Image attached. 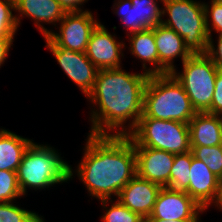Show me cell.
<instances>
[{"label":"cell","mask_w":222,"mask_h":222,"mask_svg":"<svg viewBox=\"0 0 222 222\" xmlns=\"http://www.w3.org/2000/svg\"><path fill=\"white\" fill-rule=\"evenodd\" d=\"M212 204H214L216 207H218L219 210L220 209L222 210V181H219L216 199L214 200V202Z\"/></svg>","instance_id":"d6a6232c"},{"label":"cell","mask_w":222,"mask_h":222,"mask_svg":"<svg viewBox=\"0 0 222 222\" xmlns=\"http://www.w3.org/2000/svg\"><path fill=\"white\" fill-rule=\"evenodd\" d=\"M116 39L101 22L92 31L85 53L99 70L121 67L122 49L126 46Z\"/></svg>","instance_id":"8fae6325"},{"label":"cell","mask_w":222,"mask_h":222,"mask_svg":"<svg viewBox=\"0 0 222 222\" xmlns=\"http://www.w3.org/2000/svg\"><path fill=\"white\" fill-rule=\"evenodd\" d=\"M15 11L19 14L15 15L18 28L22 17H30L43 37H47L52 32L43 24L56 26L66 13L57 0H15Z\"/></svg>","instance_id":"9a60e30c"},{"label":"cell","mask_w":222,"mask_h":222,"mask_svg":"<svg viewBox=\"0 0 222 222\" xmlns=\"http://www.w3.org/2000/svg\"><path fill=\"white\" fill-rule=\"evenodd\" d=\"M154 38L158 51V75L177 70L173 64L175 58L180 57L183 63L191 55L184 46L183 38L162 24L154 27Z\"/></svg>","instance_id":"2e32d148"},{"label":"cell","mask_w":222,"mask_h":222,"mask_svg":"<svg viewBox=\"0 0 222 222\" xmlns=\"http://www.w3.org/2000/svg\"><path fill=\"white\" fill-rule=\"evenodd\" d=\"M161 24L183 38L191 54H206L209 34L206 27L204 2L194 0H163Z\"/></svg>","instance_id":"5b68a950"},{"label":"cell","mask_w":222,"mask_h":222,"mask_svg":"<svg viewBox=\"0 0 222 222\" xmlns=\"http://www.w3.org/2000/svg\"><path fill=\"white\" fill-rule=\"evenodd\" d=\"M217 178L202 161L193 157L190 166V181L185 192L205 210L216 199L219 186Z\"/></svg>","instance_id":"e0dca14e"},{"label":"cell","mask_w":222,"mask_h":222,"mask_svg":"<svg viewBox=\"0 0 222 222\" xmlns=\"http://www.w3.org/2000/svg\"><path fill=\"white\" fill-rule=\"evenodd\" d=\"M183 71L172 72L182 84L196 112L211 108L218 67L206 54H191L183 63Z\"/></svg>","instance_id":"52a82bcc"},{"label":"cell","mask_w":222,"mask_h":222,"mask_svg":"<svg viewBox=\"0 0 222 222\" xmlns=\"http://www.w3.org/2000/svg\"><path fill=\"white\" fill-rule=\"evenodd\" d=\"M210 2V5H208L206 2L204 3L206 27L209 37H212V30L219 33L218 35H222V3L213 1Z\"/></svg>","instance_id":"4316f807"},{"label":"cell","mask_w":222,"mask_h":222,"mask_svg":"<svg viewBox=\"0 0 222 222\" xmlns=\"http://www.w3.org/2000/svg\"><path fill=\"white\" fill-rule=\"evenodd\" d=\"M113 9L129 32L127 35L154 28L162 22V8L157 2L163 0H116Z\"/></svg>","instance_id":"30bf717a"},{"label":"cell","mask_w":222,"mask_h":222,"mask_svg":"<svg viewBox=\"0 0 222 222\" xmlns=\"http://www.w3.org/2000/svg\"><path fill=\"white\" fill-rule=\"evenodd\" d=\"M99 23L89 10L65 13L59 22V33L54 30L48 37L58 47L85 53L91 33Z\"/></svg>","instance_id":"ba28073f"},{"label":"cell","mask_w":222,"mask_h":222,"mask_svg":"<svg viewBox=\"0 0 222 222\" xmlns=\"http://www.w3.org/2000/svg\"><path fill=\"white\" fill-rule=\"evenodd\" d=\"M193 157L202 161L222 181V145L190 146Z\"/></svg>","instance_id":"7402d4cb"},{"label":"cell","mask_w":222,"mask_h":222,"mask_svg":"<svg viewBox=\"0 0 222 222\" xmlns=\"http://www.w3.org/2000/svg\"><path fill=\"white\" fill-rule=\"evenodd\" d=\"M200 218H184V219H178L177 221L173 220H163L158 218H148L146 222H201L199 220Z\"/></svg>","instance_id":"1f68e13d"},{"label":"cell","mask_w":222,"mask_h":222,"mask_svg":"<svg viewBox=\"0 0 222 222\" xmlns=\"http://www.w3.org/2000/svg\"><path fill=\"white\" fill-rule=\"evenodd\" d=\"M191 163V151L175 155L174 163L170 171L169 186L167 188L179 191H185L188 188Z\"/></svg>","instance_id":"44dd1931"},{"label":"cell","mask_w":222,"mask_h":222,"mask_svg":"<svg viewBox=\"0 0 222 222\" xmlns=\"http://www.w3.org/2000/svg\"><path fill=\"white\" fill-rule=\"evenodd\" d=\"M13 41L14 36H0V68L9 55Z\"/></svg>","instance_id":"f546056e"},{"label":"cell","mask_w":222,"mask_h":222,"mask_svg":"<svg viewBox=\"0 0 222 222\" xmlns=\"http://www.w3.org/2000/svg\"><path fill=\"white\" fill-rule=\"evenodd\" d=\"M46 48L52 52L64 73L87 95L93 90L99 69L88 59L86 53L58 47L48 36Z\"/></svg>","instance_id":"9c48e42d"},{"label":"cell","mask_w":222,"mask_h":222,"mask_svg":"<svg viewBox=\"0 0 222 222\" xmlns=\"http://www.w3.org/2000/svg\"><path fill=\"white\" fill-rule=\"evenodd\" d=\"M190 146L222 145V116L197 112L189 122Z\"/></svg>","instance_id":"ac0fdd59"},{"label":"cell","mask_w":222,"mask_h":222,"mask_svg":"<svg viewBox=\"0 0 222 222\" xmlns=\"http://www.w3.org/2000/svg\"><path fill=\"white\" fill-rule=\"evenodd\" d=\"M148 79L144 72L130 73L122 67L99 70L93 90L87 95L93 106L98 107L91 109L89 134L128 135L143 113Z\"/></svg>","instance_id":"6da1fadb"},{"label":"cell","mask_w":222,"mask_h":222,"mask_svg":"<svg viewBox=\"0 0 222 222\" xmlns=\"http://www.w3.org/2000/svg\"><path fill=\"white\" fill-rule=\"evenodd\" d=\"M13 10L15 0H0V36H15L18 25Z\"/></svg>","instance_id":"484cf974"},{"label":"cell","mask_w":222,"mask_h":222,"mask_svg":"<svg viewBox=\"0 0 222 222\" xmlns=\"http://www.w3.org/2000/svg\"><path fill=\"white\" fill-rule=\"evenodd\" d=\"M134 149L136 152V175L162 187H168L175 155L150 147H134Z\"/></svg>","instance_id":"4fadbf2b"},{"label":"cell","mask_w":222,"mask_h":222,"mask_svg":"<svg viewBox=\"0 0 222 222\" xmlns=\"http://www.w3.org/2000/svg\"><path fill=\"white\" fill-rule=\"evenodd\" d=\"M162 186L135 175L120 191L117 200L147 220Z\"/></svg>","instance_id":"5bb4252c"},{"label":"cell","mask_w":222,"mask_h":222,"mask_svg":"<svg viewBox=\"0 0 222 222\" xmlns=\"http://www.w3.org/2000/svg\"><path fill=\"white\" fill-rule=\"evenodd\" d=\"M207 112L222 116V70L220 69H218L215 79V90L211 108Z\"/></svg>","instance_id":"83f0119b"},{"label":"cell","mask_w":222,"mask_h":222,"mask_svg":"<svg viewBox=\"0 0 222 222\" xmlns=\"http://www.w3.org/2000/svg\"><path fill=\"white\" fill-rule=\"evenodd\" d=\"M204 211L185 191L162 187L149 218L177 221L199 218Z\"/></svg>","instance_id":"7c38bea8"},{"label":"cell","mask_w":222,"mask_h":222,"mask_svg":"<svg viewBox=\"0 0 222 222\" xmlns=\"http://www.w3.org/2000/svg\"><path fill=\"white\" fill-rule=\"evenodd\" d=\"M196 113L182 84L172 73L149 76L140 118L172 120L189 124Z\"/></svg>","instance_id":"3957f363"},{"label":"cell","mask_w":222,"mask_h":222,"mask_svg":"<svg viewBox=\"0 0 222 222\" xmlns=\"http://www.w3.org/2000/svg\"><path fill=\"white\" fill-rule=\"evenodd\" d=\"M105 212L102 216L103 222H146L139 214L134 213L126 206H123L117 199L100 200ZM111 202L110 208L108 203Z\"/></svg>","instance_id":"603a6c76"},{"label":"cell","mask_w":222,"mask_h":222,"mask_svg":"<svg viewBox=\"0 0 222 222\" xmlns=\"http://www.w3.org/2000/svg\"><path fill=\"white\" fill-rule=\"evenodd\" d=\"M61 6V8L66 12H83L87 10H83L81 8L82 4L87 2L88 0H57Z\"/></svg>","instance_id":"4dcf8cb0"},{"label":"cell","mask_w":222,"mask_h":222,"mask_svg":"<svg viewBox=\"0 0 222 222\" xmlns=\"http://www.w3.org/2000/svg\"><path fill=\"white\" fill-rule=\"evenodd\" d=\"M70 165L55 148L32 142L17 169V180L23 196L27 188L42 190L70 180Z\"/></svg>","instance_id":"277c9868"},{"label":"cell","mask_w":222,"mask_h":222,"mask_svg":"<svg viewBox=\"0 0 222 222\" xmlns=\"http://www.w3.org/2000/svg\"><path fill=\"white\" fill-rule=\"evenodd\" d=\"M129 38V51L143 63L144 73L158 75V51L155 44L154 28L127 35ZM146 63L154 67H147Z\"/></svg>","instance_id":"ffe728a7"},{"label":"cell","mask_w":222,"mask_h":222,"mask_svg":"<svg viewBox=\"0 0 222 222\" xmlns=\"http://www.w3.org/2000/svg\"><path fill=\"white\" fill-rule=\"evenodd\" d=\"M206 55L222 70V35H218L217 45H214L212 37H209Z\"/></svg>","instance_id":"f1b7e54d"},{"label":"cell","mask_w":222,"mask_h":222,"mask_svg":"<svg viewBox=\"0 0 222 222\" xmlns=\"http://www.w3.org/2000/svg\"><path fill=\"white\" fill-rule=\"evenodd\" d=\"M211 1L222 3V0H211Z\"/></svg>","instance_id":"836d02e7"},{"label":"cell","mask_w":222,"mask_h":222,"mask_svg":"<svg viewBox=\"0 0 222 222\" xmlns=\"http://www.w3.org/2000/svg\"><path fill=\"white\" fill-rule=\"evenodd\" d=\"M32 141L0 128V170L17 172L23 155Z\"/></svg>","instance_id":"d6986e66"},{"label":"cell","mask_w":222,"mask_h":222,"mask_svg":"<svg viewBox=\"0 0 222 222\" xmlns=\"http://www.w3.org/2000/svg\"><path fill=\"white\" fill-rule=\"evenodd\" d=\"M82 161L77 172L90 196L100 200L118 197L136 175V152L128 135H92L88 133Z\"/></svg>","instance_id":"7a4b0ae2"},{"label":"cell","mask_w":222,"mask_h":222,"mask_svg":"<svg viewBox=\"0 0 222 222\" xmlns=\"http://www.w3.org/2000/svg\"><path fill=\"white\" fill-rule=\"evenodd\" d=\"M134 147H150L174 155L191 151L189 124L154 118H139L128 134Z\"/></svg>","instance_id":"8992f818"},{"label":"cell","mask_w":222,"mask_h":222,"mask_svg":"<svg viewBox=\"0 0 222 222\" xmlns=\"http://www.w3.org/2000/svg\"><path fill=\"white\" fill-rule=\"evenodd\" d=\"M15 202L0 203V222H45L36 212L20 208Z\"/></svg>","instance_id":"cb8c5ba5"},{"label":"cell","mask_w":222,"mask_h":222,"mask_svg":"<svg viewBox=\"0 0 222 222\" xmlns=\"http://www.w3.org/2000/svg\"><path fill=\"white\" fill-rule=\"evenodd\" d=\"M23 196L17 180V172L0 170V203L13 202Z\"/></svg>","instance_id":"d4e9b609"}]
</instances>
